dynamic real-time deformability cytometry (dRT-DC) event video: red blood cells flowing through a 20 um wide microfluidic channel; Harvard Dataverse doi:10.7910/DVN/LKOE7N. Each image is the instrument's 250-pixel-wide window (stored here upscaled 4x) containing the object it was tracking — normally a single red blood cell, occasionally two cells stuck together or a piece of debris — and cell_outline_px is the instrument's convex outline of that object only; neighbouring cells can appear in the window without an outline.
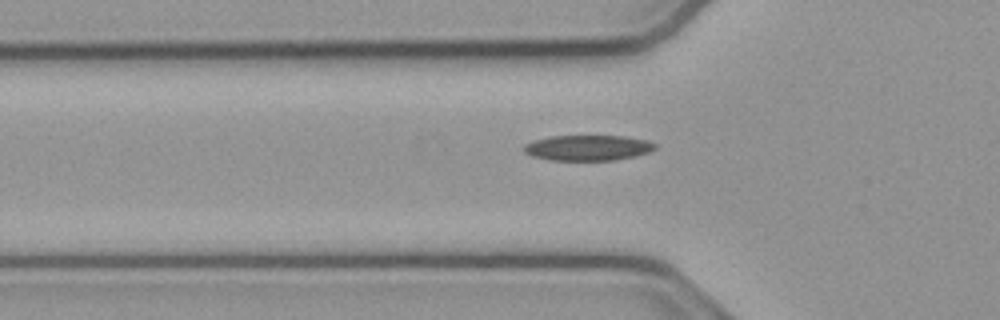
{"species": "common noctule bat (a hibernating species)", "species_latin": "Nyctalus noctula", "temperature_condition": "cold", "stored_images_in_passage": 34, "camera_frame_rate_fps": 3000, "um_per_image_px": 0.085, "animal": {"sex": "male", "body_mass_g": 23.1, "forearm_length_mm": 52.7}, "frame": {"image": 1, "passage_image": 4, "time_ms": 1.0, "image_size_px": [1000, 320], "cell_outline_px": [[656, 148], [648, 152], [632, 156], [612, 160], [552, 160], [532, 156], [524, 152], [524, 144], [532, 140], [552, 136], [624, 136], [648, 140], [656, 144]], "centroid_in_image_um": [49.94, 12.55], "position_along_channel_um": 75.9, "area_um2": 19.36}}
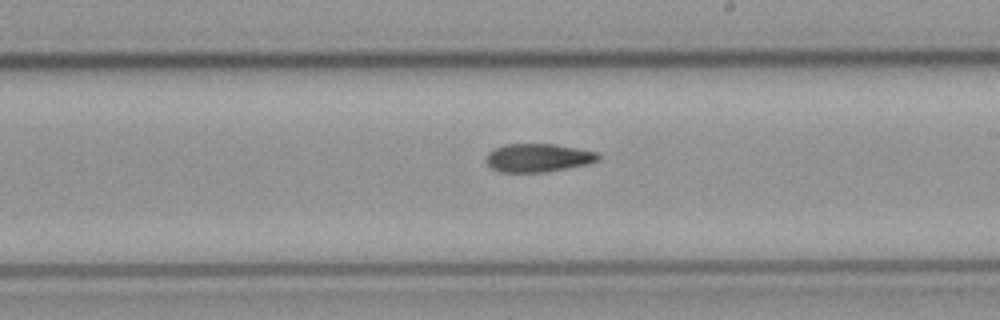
{"frame": {"image": 2, "passage_image": 17, "time_ms": 5.333, "image_size_px": [1000, 320], "cell_outline_px": [[600, 160], [588, 164], [544, 172], [500, 172], [492, 168], [488, 164], [488, 152], [504, 144], [556, 144], [596, 152], [600, 156]], "centroid_in_image_um": [45.76, 13.41], "position_along_channel_um": 243.2, "area_um2": 18.32}}
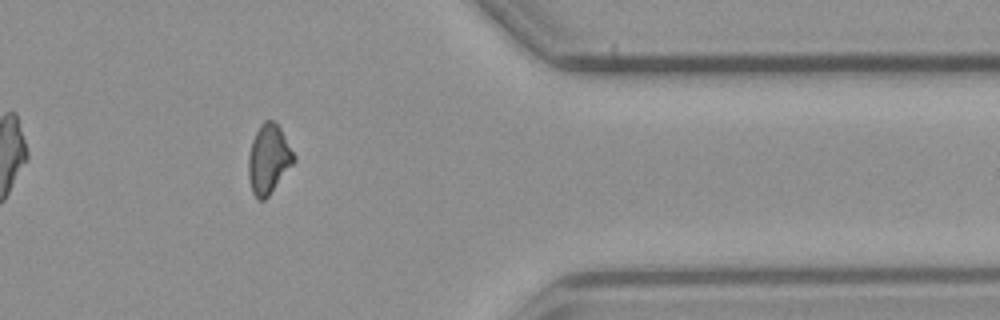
{"frame": {"image": 3, "passage_image": 30, "time_ms": 9.667, "image_size_px": [1000, 320], "cell_outline_px": [[296, 160], [268, 196], [264, 200], [256, 200], [252, 192], [248, 176], [248, 156], [252, 140], [260, 124], [264, 120], [276, 120], [296, 156]], "centroid_in_image_um": [22.83, 13.51], "position_along_channel_um": 388.6, "area_um2": 18.5}}